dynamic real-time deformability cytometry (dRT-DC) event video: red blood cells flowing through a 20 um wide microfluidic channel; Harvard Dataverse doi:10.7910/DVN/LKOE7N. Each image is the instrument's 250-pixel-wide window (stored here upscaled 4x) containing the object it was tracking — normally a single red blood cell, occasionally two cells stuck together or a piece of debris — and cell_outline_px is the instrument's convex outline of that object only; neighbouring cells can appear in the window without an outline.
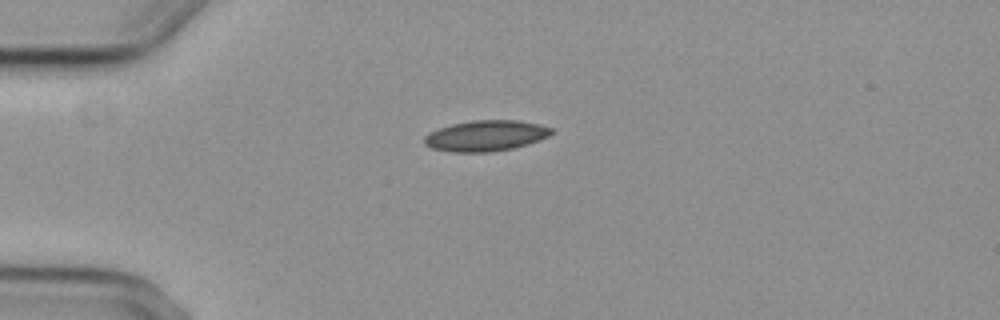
{"species": "common noctule bat (a hibernating species)", "species_latin": "Nyctalus noctula", "temperature_condition": "cold", "stored_images_in_passage": 4, "camera_frame_rate_fps": 3000, "um_per_image_px": 0.085, "animal": {"sex": "female", "body_mass_g": 29.2, "forearm_length_mm": 56.3}, "frame": {"image": 1, "passage_image": 1, "time_ms": 0.0, "image_size_px": [1000, 320], "cell_outline_px": [[552, 132], [548, 136], [528, 144], [512, 148], [488, 152], [452, 152], [432, 148], [424, 144], [424, 136], [440, 128], [452, 124], [472, 120], [516, 120], [540, 124], [552, 128]], "centroid_in_image_um": [41.29, 11.53], "position_along_channel_um": 43.7, "area_um2": 22.6}}
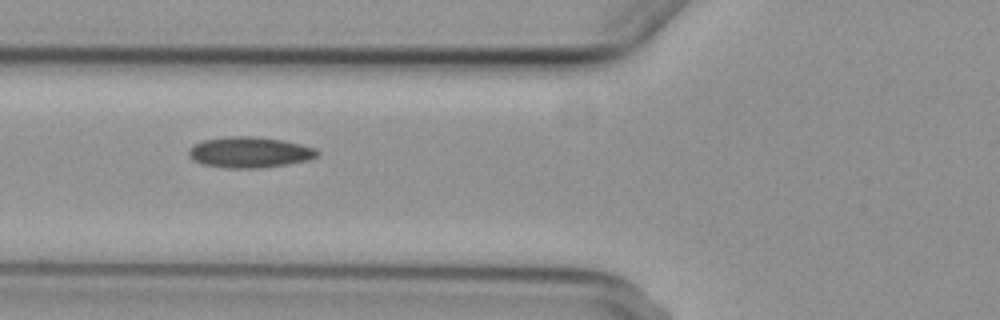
{"frame": {"image": 2, "passage_image": 3, "time_ms": 2.333, "image_size_px": [1000, 320], "cell_outline_px": [[320, 152], [316, 156], [308, 160], [288, 164], [260, 168], [224, 168], [200, 164], [192, 160], [188, 156], [188, 148], [192, 144], [204, 140], [228, 136], [256, 136], [284, 140], [316, 148]], "centroid_in_image_um": [21.17, 12.94], "position_along_channel_um": 104.6, "area_um2": 23.47}}
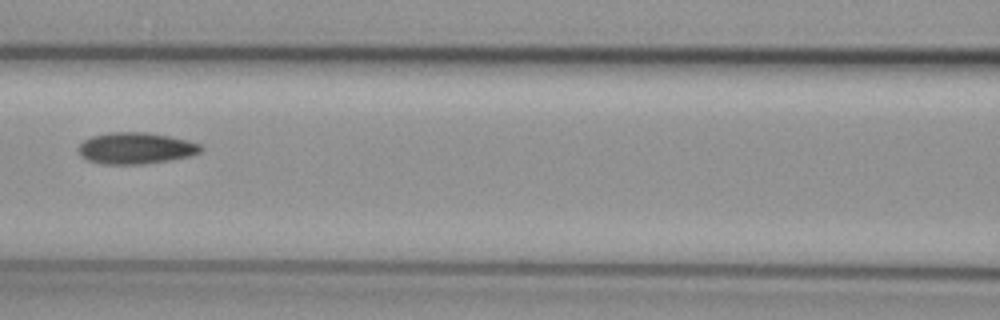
{"frame": {"image": 3, "passage_image": 4, "time_ms": 3.667, "image_size_px": [1000, 320], "cell_outline_px": [[204, 148], [200, 152], [188, 156], [168, 160], [144, 164], [104, 164], [88, 160], [80, 156], [76, 148], [84, 140], [92, 136], [108, 132], [144, 132], [168, 136], [188, 140], [200, 144]], "centroid_in_image_um": [11.5, 12.59], "position_along_channel_um": 155.1, "area_um2": 22.43}}